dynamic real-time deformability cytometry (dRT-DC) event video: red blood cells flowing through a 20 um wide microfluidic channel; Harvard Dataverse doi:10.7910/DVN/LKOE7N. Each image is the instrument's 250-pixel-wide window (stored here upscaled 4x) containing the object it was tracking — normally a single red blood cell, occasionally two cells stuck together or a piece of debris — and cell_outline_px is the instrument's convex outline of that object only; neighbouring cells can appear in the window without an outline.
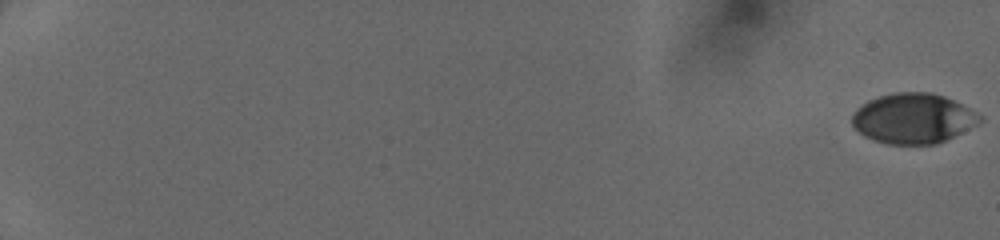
{"species": "human", "species_latin": "Homo sapiens", "temperature_condition": "cold", "stored_images_in_passage": 25, "camera_frame_rate_fps": 3000, "um_per_image_px": 0.085, "donor": {"sex": "female"}, "frame": {"image": 1, "passage_image": 1, "time_ms": 0.0, "image_size_px": [1000, 240], "cell_outline_px": [[984, 120], [980, 124], [936, 144], [888, 144], [872, 140], [864, 136], [852, 124], [852, 112], [856, 108], [868, 100], [880, 96], [896, 92], [932, 92], [944, 96], [984, 116]], "centroid_in_image_um": [77.63, 10.07], "position_along_channel_um": 7.4, "area_um2": 37.45}}
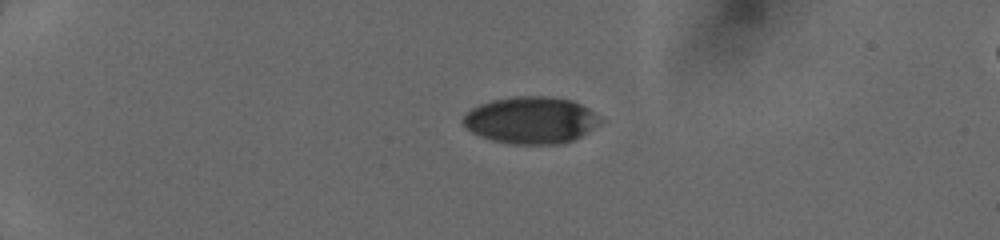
{"frame": {"image": 2, "passage_image": 17, "time_ms": 4.667, "image_size_px": [1000, 240], "cell_outline_px": [[604, 120], [588, 132], [564, 144], [512, 144], [492, 140], [480, 136], [472, 132], [460, 120], [472, 108], [480, 104], [492, 100], [516, 96], [552, 96], [572, 100], [596, 112]], "centroid_in_image_um": [45.16, 10.21], "position_along_channel_um": 39.8, "area_um2": 37.69}}